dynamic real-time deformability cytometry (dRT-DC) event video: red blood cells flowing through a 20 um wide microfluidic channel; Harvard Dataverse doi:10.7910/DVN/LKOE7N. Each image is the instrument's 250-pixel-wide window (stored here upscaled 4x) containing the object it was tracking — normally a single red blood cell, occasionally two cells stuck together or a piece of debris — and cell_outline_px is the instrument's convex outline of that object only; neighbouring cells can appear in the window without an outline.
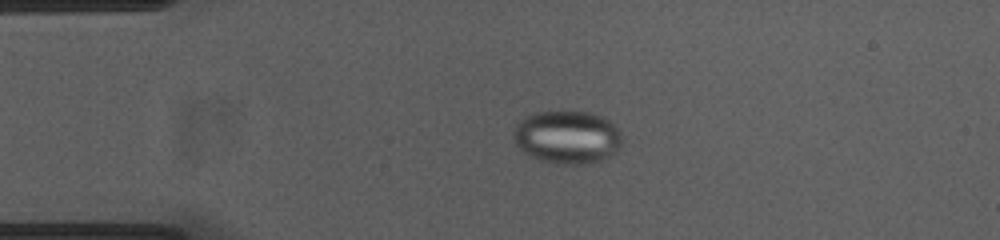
{"species": "common noctule bat (a hibernating species)", "species_latin": "Nyctalus noctula", "temperature_condition": "cold", "stored_images_in_passage": 43, "camera_frame_rate_fps": 3000, "um_per_image_px": 0.085, "animal": {"sex": "female", "body_mass_g": 23.0, "forearm_length_mm": 53.4}, "frame": {"image": 1, "passage_image": 1, "time_ms": 0.0, "image_size_px": [1000, 240], "cell_outline_px": [[620, 144], [608, 156], [600, 160], [588, 164], [556, 164], [540, 160], [524, 152], [512, 140], [512, 136], [516, 124], [528, 116], [536, 112], [588, 112], [600, 116], [608, 120], [620, 132]], "centroid_in_image_um": [48.16, 11.67], "position_along_channel_um": 36.8, "area_um2": 33.06}}
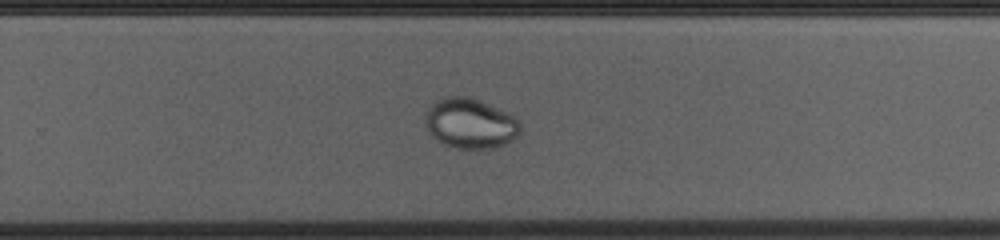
{"frame": {"image": 2, "passage_image": 24, "time_ms": 7.667, "image_size_px": [1000, 240], "cell_outline_px": [[520, 132], [512, 140], [504, 144], [488, 148], [456, 148], [444, 144], [432, 136], [424, 124], [424, 116], [428, 108], [436, 100], [444, 96], [468, 96], [480, 100], [512, 112], [520, 120]], "centroid_in_image_um": [39.98, 10.45], "position_along_channel_um": 289.8, "area_um2": 28.21}}
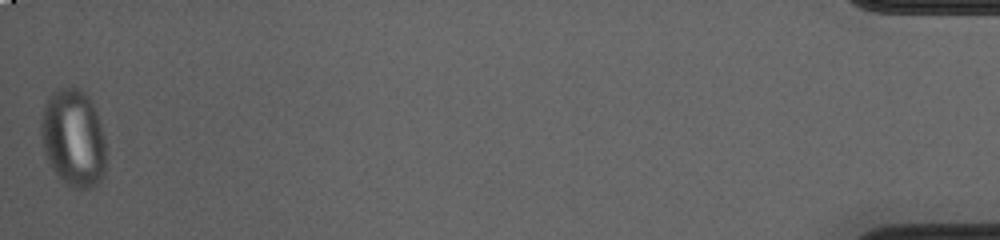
{"frame": {"image": 3, "passage_image": 43, "time_ms": 14.0, "image_size_px": [1000, 240], "cell_outline_px": [[104, 176], [92, 188], [72, 188], [64, 184], [52, 168], [44, 152], [40, 124], [44, 108], [48, 100], [60, 88], [76, 88], [84, 92], [88, 96], [100, 120], [104, 136]], "centroid_in_image_um": [6.24, 11.78], "position_along_channel_um": 429.0, "area_um2": 36.53}}